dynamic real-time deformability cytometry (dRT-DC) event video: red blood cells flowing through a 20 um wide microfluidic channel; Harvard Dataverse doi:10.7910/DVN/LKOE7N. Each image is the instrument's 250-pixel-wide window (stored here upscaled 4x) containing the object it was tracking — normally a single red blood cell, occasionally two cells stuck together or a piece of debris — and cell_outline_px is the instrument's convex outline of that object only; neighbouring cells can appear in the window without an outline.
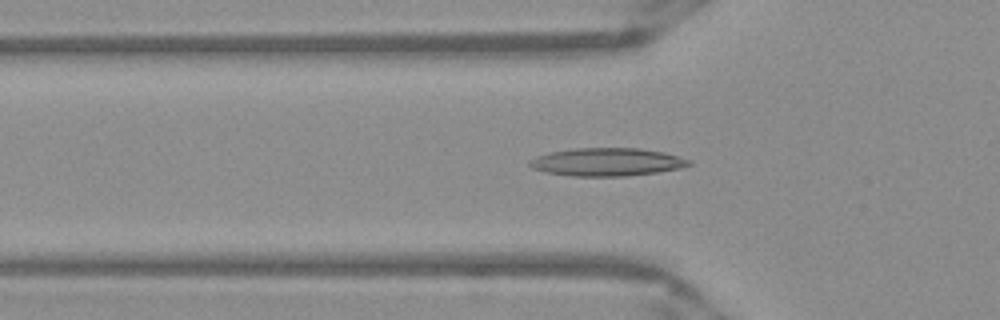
{"species": "Egyptian fruit bat (a non-hibernating species)", "species_latin": "Rousettus aegyptiacus", "temperature_condition": "warm", "stored_images_in_passage": 46, "camera_frame_rate_fps": 3000, "um_per_image_px": 0.085, "frame": {"image": 1, "passage_image": 16, "time_ms": 5.0, "image_size_px": [1000, 320], "cell_outline_px": [[692, 164], [680, 168], [656, 172], [624, 176], [572, 176], [544, 172], [532, 168], [528, 164], [528, 160], [536, 156], [552, 152], [572, 148], [640, 148], [664, 152], [692, 160]], "centroid_in_image_um": [51.58, 13.76], "position_along_channel_um": 74.2, "area_um2": 26.07}}
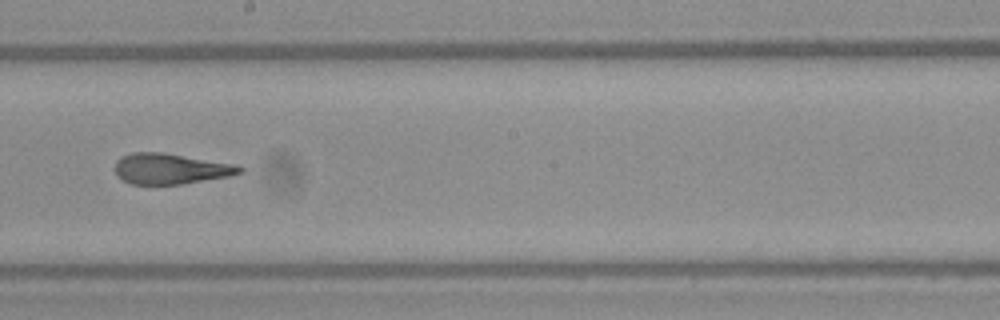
{"frame": {"image": 2, "passage_image": 28, "time_ms": 9.0, "image_size_px": [1000, 320], "cell_outline_px": [[244, 172], [228, 176], [180, 184], [132, 184], [124, 180], [116, 172], [116, 160], [120, 156], [132, 152], [160, 152], [232, 164], [244, 168]], "centroid_in_image_um": [14.47, 14.34], "position_along_channel_um": 233.7, "area_um2": 21.79}}
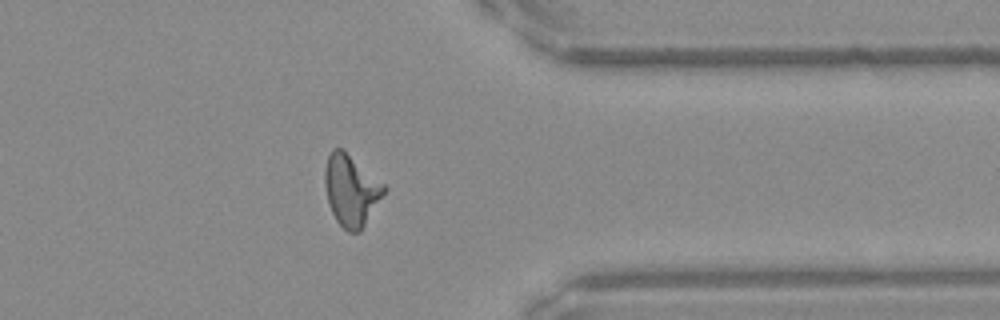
{"frame": {"image": 3, "passage_image": 40, "time_ms": 13.0, "image_size_px": [1000, 320], "cell_outline_px": [[388, 188], [360, 232], [348, 232], [336, 220], [328, 204], [324, 184], [324, 172], [328, 156], [332, 148], [344, 148], [384, 184]], "centroid_in_image_um": [29.84, 16.15], "position_along_channel_um": 381.6, "area_um2": 24.74}}